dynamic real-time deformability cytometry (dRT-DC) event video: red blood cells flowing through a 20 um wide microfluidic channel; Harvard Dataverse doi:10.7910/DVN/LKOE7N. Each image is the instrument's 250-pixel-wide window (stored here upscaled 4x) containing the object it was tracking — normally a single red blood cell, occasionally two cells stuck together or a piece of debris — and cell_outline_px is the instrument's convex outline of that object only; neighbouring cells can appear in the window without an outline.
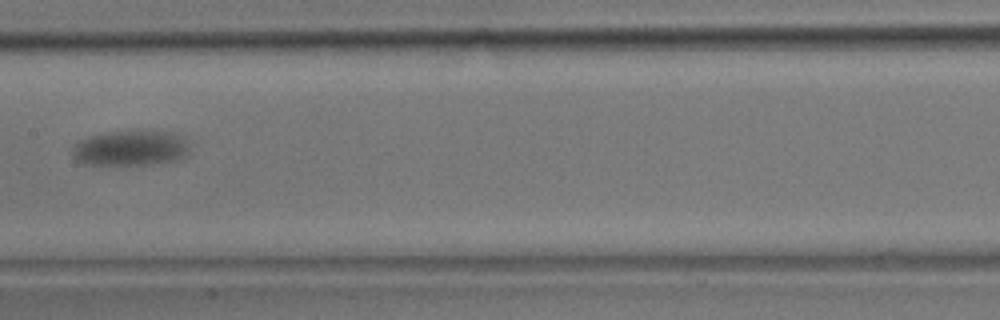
{"species": "common noctule bat (a hibernating species)", "species_latin": "Nyctalus noctula", "temperature_condition": "room temperature", "stored_images_in_passage": 15, "camera_frame_rate_fps": 3000, "um_per_image_px": 0.085, "animal": {"sex": "male", "body_mass_g": 17.9}, "frame": {"image": 1, "passage_image": 7, "time_ms": 2.0, "image_size_px": [1000, 320], "cell_outline_px": [[188, 152], [180, 160], [144, 164], [84, 164], [76, 160], [72, 156], [72, 148], [80, 140], [88, 136], [108, 132], [140, 128], [180, 132], [188, 140]], "centroid_in_image_um": [11.17, 12.52], "position_along_channel_um": 196.2, "area_um2": 25.03}}